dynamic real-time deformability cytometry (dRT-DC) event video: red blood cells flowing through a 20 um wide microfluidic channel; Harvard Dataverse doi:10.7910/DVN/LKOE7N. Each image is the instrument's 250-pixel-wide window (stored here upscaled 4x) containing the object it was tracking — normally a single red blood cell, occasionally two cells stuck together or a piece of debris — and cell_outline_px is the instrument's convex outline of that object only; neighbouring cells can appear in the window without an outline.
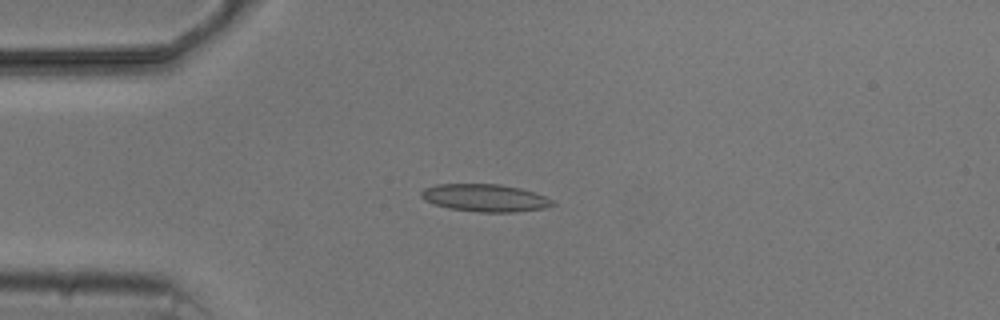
{"species": "common noctule bat (a hibernating species)", "species_latin": "Nyctalus noctula", "temperature_condition": "cold", "stored_images_in_passage": 4, "camera_frame_rate_fps": 3000, "um_per_image_px": 0.085, "animal": {"sex": "male", "body_mass_g": 20.5, "forearm_length_mm": 52.5}, "frame": {"image": 1, "passage_image": 4, "time_ms": 3.667, "image_size_px": [1000, 320], "cell_outline_px": [[556, 204], [544, 208], [516, 212], [480, 212], [448, 208], [424, 200], [420, 196], [420, 192], [424, 188], [436, 184], [500, 184], [520, 188], [536, 192], [552, 200]], "centroid_in_image_um": [41.22, 16.81], "position_along_channel_um": 43.8, "area_um2": 21.1}}